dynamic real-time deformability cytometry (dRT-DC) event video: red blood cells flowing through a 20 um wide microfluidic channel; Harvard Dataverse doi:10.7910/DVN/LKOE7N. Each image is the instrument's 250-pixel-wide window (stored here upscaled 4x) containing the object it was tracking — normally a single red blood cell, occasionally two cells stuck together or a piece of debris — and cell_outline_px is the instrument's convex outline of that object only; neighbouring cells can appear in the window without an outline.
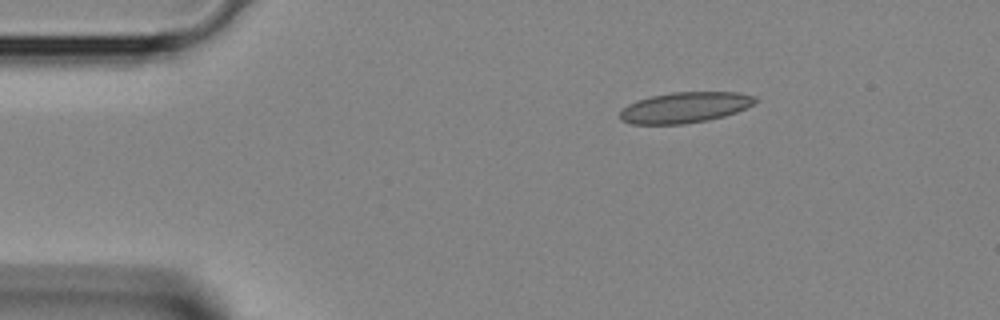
{"species": "Egyptian fruit bat (a non-hibernating species)", "species_latin": "Rousettus aegyptiacus", "temperature_condition": "room temperature", "stored_images_in_passage": 4, "camera_frame_rate_fps": 3000, "um_per_image_px": 0.085, "animal": {"sex": "female"}, "frame": {"image": 1, "passage_image": 1, "time_ms": 0.0, "image_size_px": [1000, 320], "cell_outline_px": [[760, 100], [736, 112], [724, 116], [708, 120], [684, 124], [632, 124], [620, 120], [620, 112], [628, 104], [636, 100], [652, 96], [672, 92], [736, 92], [756, 96]], "centroid_in_image_um": [58.22, 9.13], "position_along_channel_um": 26.8, "area_um2": 24.22}}
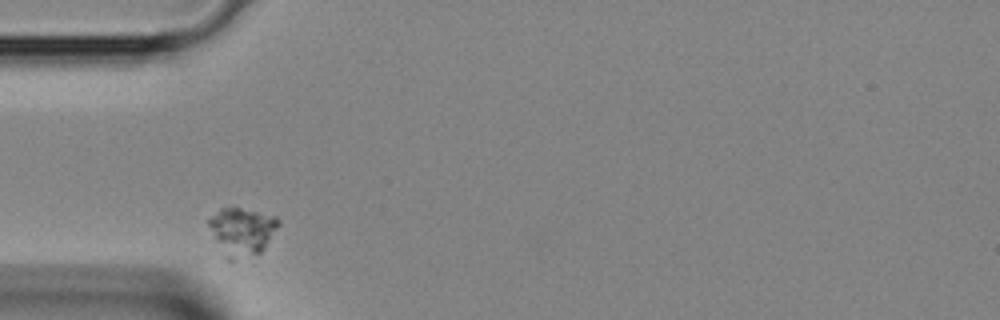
{"frame": {"image": 2, "passage_image": 3, "time_ms": 0.667, "image_size_px": [1000, 320], "cell_outline_px": [[280, 224], [264, 248], [260, 252], [232, 260], [228, 260], [224, 256], [208, 224], [208, 216], [220, 208], [240, 208], [276, 216], [280, 220]], "centroid_in_image_um": [20.56, 19.64], "position_along_channel_um": 64.4, "area_um2": 19.13}}
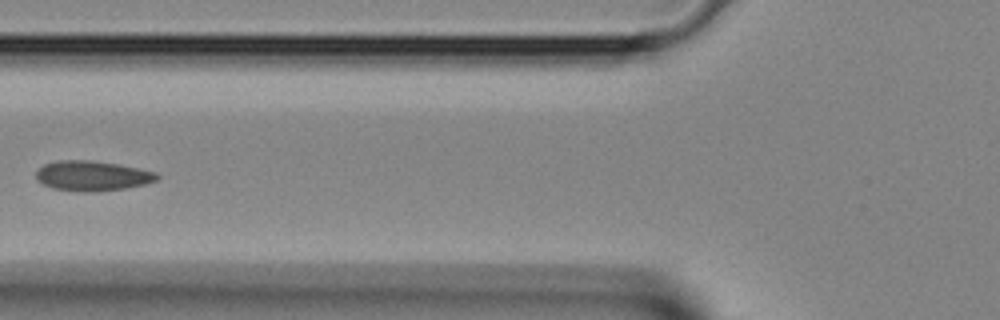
{"frame": {"image": 3, "passage_image": 4, "time_ms": 1.0, "image_size_px": [1000, 320], "cell_outline_px": [[160, 176], [156, 180], [144, 184], [124, 188], [84, 192], [52, 188], [36, 180], [36, 172], [44, 164], [60, 160], [92, 160], [116, 164], [156, 172]], "centroid_in_image_um": [7.81, 14.94], "position_along_channel_um": 118.0, "area_um2": 20.81}}